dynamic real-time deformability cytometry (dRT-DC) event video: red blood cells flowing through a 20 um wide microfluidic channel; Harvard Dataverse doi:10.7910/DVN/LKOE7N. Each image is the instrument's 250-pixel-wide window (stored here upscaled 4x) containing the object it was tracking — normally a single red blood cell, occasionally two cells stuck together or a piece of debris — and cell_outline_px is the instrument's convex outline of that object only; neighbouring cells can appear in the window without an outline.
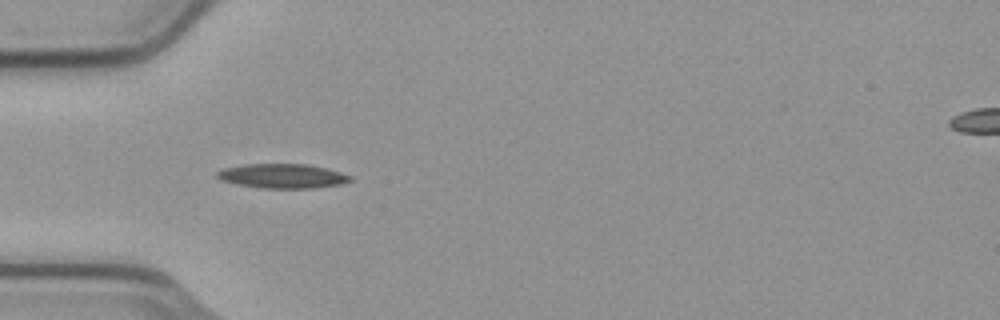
{"species": "common noctule bat (a hibernating species)", "species_latin": "Nyctalus noctula", "temperature_condition": "cold", "stored_images_in_passage": 5, "camera_frame_rate_fps": 3000, "um_per_image_px": 0.085, "animal": {"sex": "male", "body_mass_g": 23.1, "forearm_length_mm": 52.7}, "frame": {"image": 1, "passage_image": 4, "time_ms": 1.0, "image_size_px": [1000, 320], "cell_outline_px": [[352, 180], [340, 184], [316, 188], [260, 188], [236, 184], [220, 180], [216, 176], [216, 172], [224, 168], [244, 164], [308, 164], [328, 168], [352, 176]], "centroid_in_image_um": [24.01, 14.96], "position_along_channel_um": 61.0, "area_um2": 19.07}}
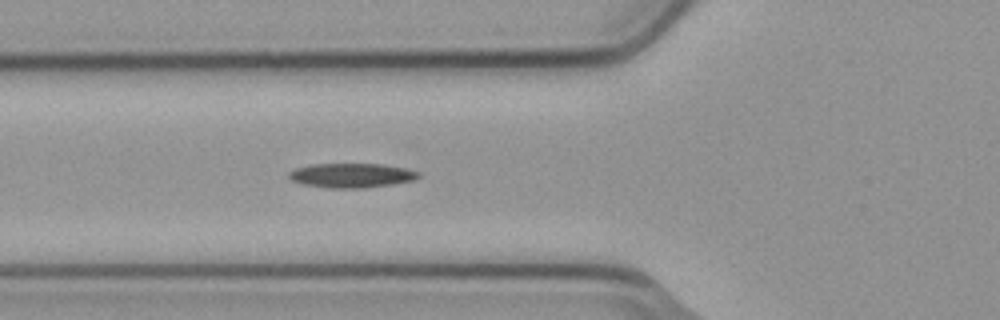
{"frame": {"image": 2, "passage_image": 5, "time_ms": 1.333, "image_size_px": [1000, 320], "cell_outline_px": [[420, 176], [416, 180], [392, 184], [364, 188], [328, 188], [304, 184], [292, 180], [288, 176], [288, 172], [296, 168], [312, 164], [384, 164], [404, 168], [420, 172]], "centroid_in_image_um": [29.9, 14.91], "position_along_channel_um": 95.9, "area_um2": 18.44}}